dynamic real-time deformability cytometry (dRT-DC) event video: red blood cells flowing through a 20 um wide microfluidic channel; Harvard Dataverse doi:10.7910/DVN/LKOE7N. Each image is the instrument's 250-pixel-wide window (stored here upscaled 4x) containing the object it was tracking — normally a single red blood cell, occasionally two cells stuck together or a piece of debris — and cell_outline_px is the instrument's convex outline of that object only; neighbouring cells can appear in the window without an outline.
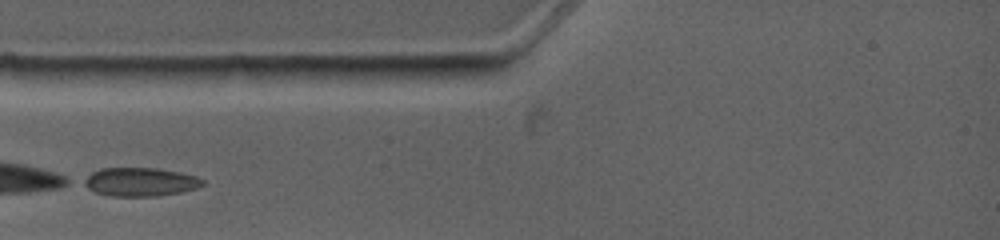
{"species": "common noctule bat (a hibernating species)", "species_latin": "Nyctalus noctula", "temperature_condition": "warm", "stored_images_in_passage": 4, "camera_frame_rate_fps": 4500, "um_per_image_px": 0.085, "animal": {"sex": "female", "body_mass_g": 19.0, "forearm_length_mm": 53.3}, "frame": {"image": 1, "passage_image": 1, "time_ms": 0.0, "image_size_px": [1000, 240], "cell_outline_px": [[204, 184], [196, 188], [180, 192], [156, 196], [108, 196], [96, 192], [80, 184], [80, 180], [92, 172], [100, 168], [156, 168], [196, 176], [204, 180]], "centroid_in_image_um": [11.84, 15.46], "position_along_channel_um": 73.2, "area_um2": 19.83}}
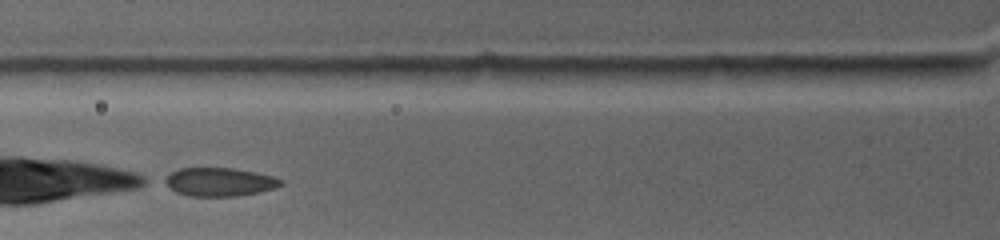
{"frame": {"image": 2, "passage_image": 2, "time_ms": 0.889, "image_size_px": [1000, 240], "cell_outline_px": [[284, 184], [276, 188], [260, 192], [236, 196], [188, 196], [176, 192], [160, 180], [176, 168], [232, 168], [256, 172], [272, 176], [284, 180]], "centroid_in_image_um": [18.64, 15.46], "position_along_channel_um": 107.2, "area_um2": 19.54}}
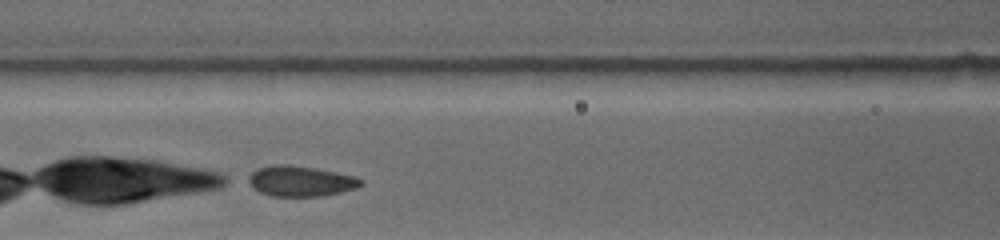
{"frame": {"image": 3, "passage_image": 3, "time_ms": 1.778, "image_size_px": [1000, 240], "cell_outline_px": [[364, 184], [356, 188], [324, 196], [272, 196], [260, 192], [252, 188], [244, 180], [244, 176], [256, 168], [272, 164], [288, 164], [316, 168], [356, 176]], "centroid_in_image_um": [25.45, 15.38], "position_along_channel_um": 141.2, "area_um2": 20.46}}